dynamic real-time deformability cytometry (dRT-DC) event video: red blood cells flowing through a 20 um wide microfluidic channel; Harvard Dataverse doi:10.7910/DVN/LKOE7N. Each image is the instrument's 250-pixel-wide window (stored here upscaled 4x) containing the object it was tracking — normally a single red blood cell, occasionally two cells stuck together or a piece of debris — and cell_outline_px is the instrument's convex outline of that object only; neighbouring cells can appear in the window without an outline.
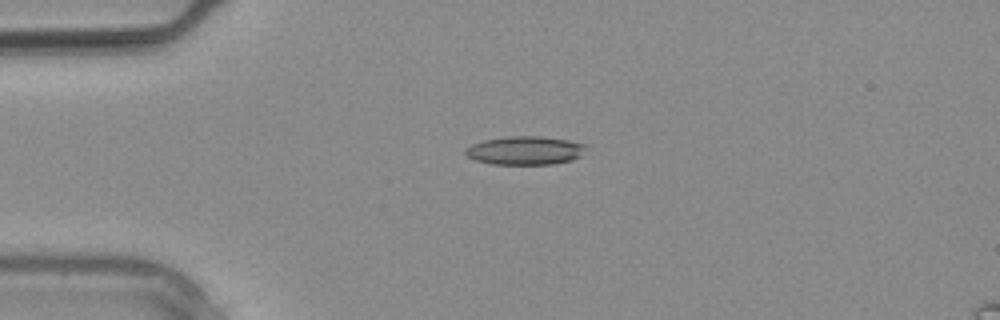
{"species": "common noctule bat (a hibernating species)", "species_latin": "Nyctalus noctula", "temperature_condition": "warm", "stored_images_in_passage": 2, "camera_frame_rate_fps": 3000, "um_per_image_px": 0.085, "animal": {"sex": "male", "body_mass_g": 20.4}, "frame": {"image": 1, "passage_image": 2, "time_ms": 0.333, "image_size_px": [1000, 320], "cell_outline_px": [[588, 144], [580, 156], [572, 160], [552, 164], [492, 164], [476, 160], [468, 156], [464, 152], [464, 148], [472, 144], [484, 140], [508, 136], [544, 136], [568, 140]], "centroid_in_image_um": [44.64, 12.78], "position_along_channel_um": 40.4, "area_um2": 20.11}}